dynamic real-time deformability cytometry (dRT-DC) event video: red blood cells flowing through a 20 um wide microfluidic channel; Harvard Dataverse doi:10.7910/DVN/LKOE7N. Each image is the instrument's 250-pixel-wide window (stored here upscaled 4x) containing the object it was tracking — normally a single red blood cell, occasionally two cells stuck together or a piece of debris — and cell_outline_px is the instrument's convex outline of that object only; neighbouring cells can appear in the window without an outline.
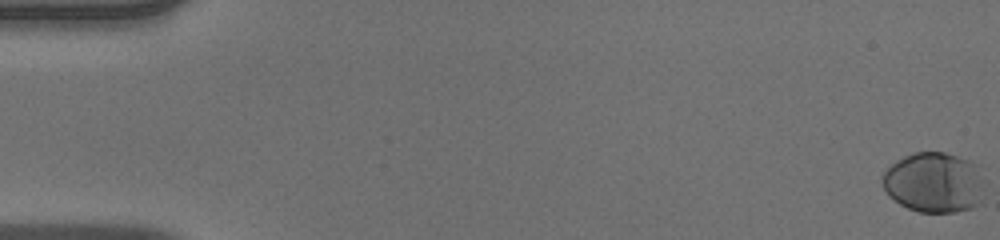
{"species": "human", "species_latin": "Homo sapiens", "temperature_condition": "warm", "stored_images_in_passage": 54, "camera_frame_rate_fps": 3000, "um_per_image_px": 0.085, "donor": {"sex": "male"}, "frame": {"image": 1, "passage_image": 1, "time_ms": 0.0, "image_size_px": [1000, 240], "cell_outline_px": [[984, 204], [972, 208], [956, 212], [920, 212], [908, 208], [900, 204], [888, 196], [880, 180], [880, 176], [896, 160], [912, 152], [944, 152], [980, 164], [984, 180]], "centroid_in_image_um": [79.45, 15.52], "position_along_channel_um": 5.5, "area_um2": 36.93}}
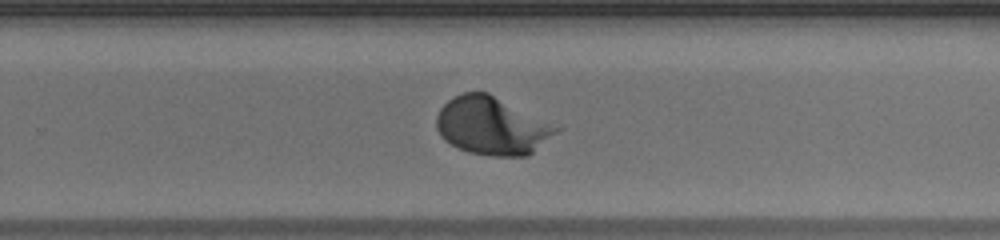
{"frame": {"image": 2, "passage_image": 36, "time_ms": 11.667, "image_size_px": [1000, 240], "cell_outline_px": [[564, 128], [528, 156], [492, 156], [468, 152], [444, 140], [440, 136], [436, 128], [436, 116], [440, 108], [452, 96], [464, 92], [488, 92]], "centroid_in_image_um": [41.84, 10.69], "position_along_channel_um": 288.0, "area_um2": 40.75}}
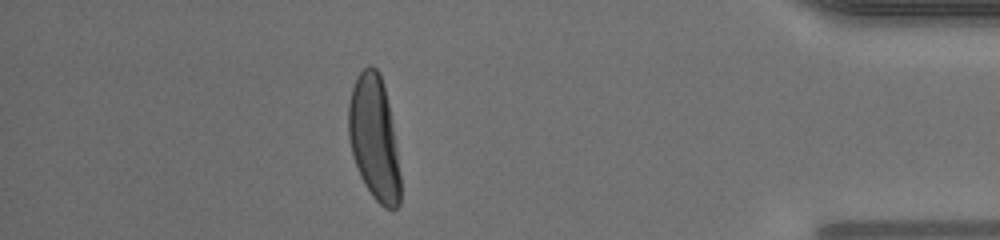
{"frame": {"image": 3, "passage_image": 48, "time_ms": 15.667, "image_size_px": [1000, 240], "cell_outline_px": [[400, 204], [396, 208], [384, 208], [372, 196], [364, 184], [360, 176], [352, 156], [348, 136], [348, 104], [352, 88], [356, 76], [368, 64], [372, 64], [380, 72], [388, 104], [400, 176]], "centroid_in_image_um": [31.76, 11.73], "position_along_channel_um": 403.4, "area_um2": 37.28}, "authors_computed_cell_mechanics": {"area_um2": 37.0209, "velocity_mm_per_s": 3.9176, "shape_relaxation_time_tau1_ms": 2.3437, "shape_relaxation_time_tau2_ms": null, "deformation_change_tau1": 0.1645, "deformation_change_tau2": null}}